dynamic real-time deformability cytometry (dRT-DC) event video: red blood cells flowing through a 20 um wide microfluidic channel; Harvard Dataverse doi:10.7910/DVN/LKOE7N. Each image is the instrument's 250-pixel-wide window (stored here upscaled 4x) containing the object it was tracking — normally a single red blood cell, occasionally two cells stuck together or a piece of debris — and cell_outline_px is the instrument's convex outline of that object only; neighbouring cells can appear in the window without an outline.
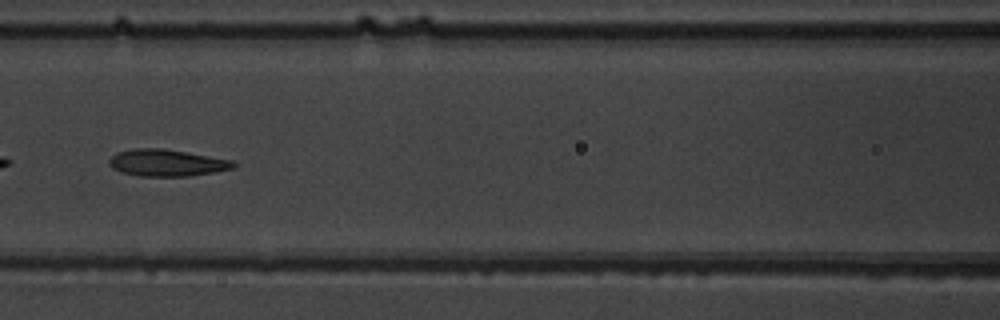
{"species": "common noctule bat (a hibernating species)", "species_latin": "Nyctalus noctula", "temperature_condition": "warm", "stored_images_in_passage": 49, "camera_frame_rate_fps": 3000, "um_per_image_px": 0.085, "animal": {"sex": "male", "body_mass_g": 19.5, "forearm_length_mm": 54.6}, "frame": {"image": 1, "passage_image": 22, "time_ms": 7.0, "image_size_px": [1000, 320], "cell_outline_px": [[236, 168], [188, 176], [140, 176], [124, 172], [112, 168], [108, 164], [108, 160], [116, 152], [136, 148], [164, 148], [232, 160], [236, 164]], "centroid_in_image_um": [14.17, 13.83], "position_along_channel_um": 152.4, "area_um2": 19.36}}
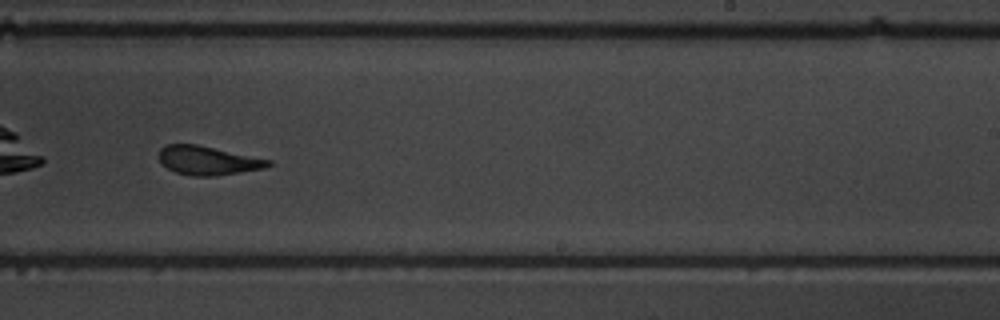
{"frame": {"image": 2, "passage_image": 31, "time_ms": 10.0, "image_size_px": [1000, 320], "cell_outline_px": [[272, 164], [264, 168], [216, 176], [192, 176], [176, 172], [160, 164], [160, 148], [164, 144], [196, 144], [272, 160]], "centroid_in_image_um": [17.65, 13.64], "position_along_channel_um": 271.3, "area_um2": 18.32}}
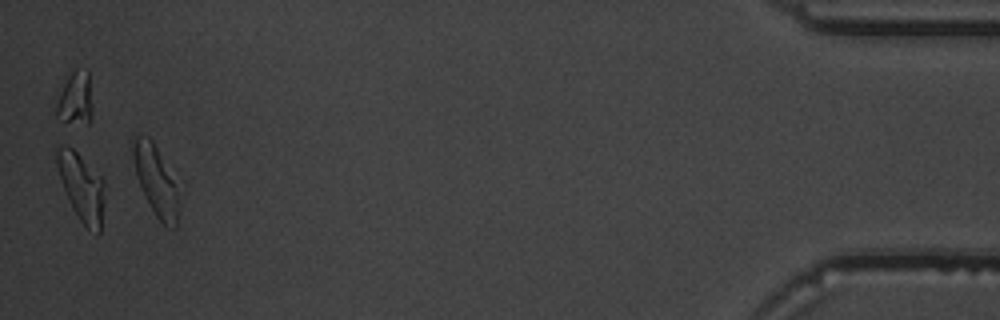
{"frame": {"image": 3, "passage_image": 48, "time_ms": 15.667, "image_size_px": [1000, 320], "cell_outline_px": [[104, 200], [100, 232], [96, 236], [80, 220], [72, 208], [64, 188], [56, 164], [56, 148], [60, 144], [72, 148], [104, 180]], "centroid_in_image_um": [6.94, 15.92], "position_along_channel_um": 428.3, "area_um2": 18.55}, "authors_computed_cell_mechanics": {"area_um2": 19.1896, "velocity_mm_per_s": 3.9777, "shape_relaxation_time_tau1_ms": 6.0471, "shape_relaxation_time_tau2_ms": 1.5399, "deformation_change_tau1": 0.1988, "deformation_change_tau2": 0.097}}